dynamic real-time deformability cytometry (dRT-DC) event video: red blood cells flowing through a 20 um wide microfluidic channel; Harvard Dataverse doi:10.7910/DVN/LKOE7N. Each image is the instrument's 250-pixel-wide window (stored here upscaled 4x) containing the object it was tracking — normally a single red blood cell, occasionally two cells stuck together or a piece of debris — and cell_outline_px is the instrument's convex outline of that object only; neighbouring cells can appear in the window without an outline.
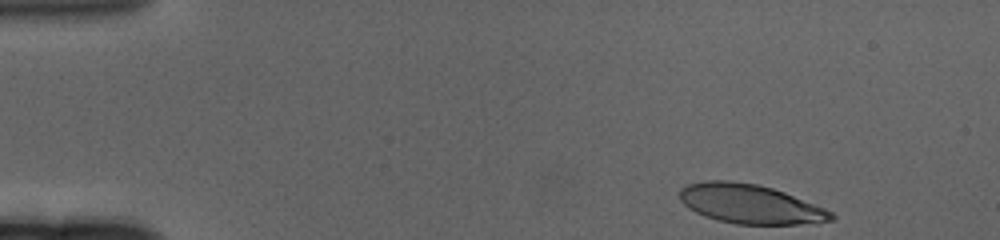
{"species": "human", "species_latin": "Homo sapiens", "temperature_condition": "cold", "stored_images_in_passage": 55, "camera_frame_rate_fps": 3000, "um_per_image_px": 0.085, "donor": {"sex": "female"}, "frame": {"image": 1, "passage_image": 1, "time_ms": 0.0, "image_size_px": [1000, 240], "cell_outline_px": [[836, 216], [832, 220], [816, 224], [736, 224], [704, 216], [688, 208], [680, 200], [680, 188], [688, 184], [708, 180], [728, 180], [756, 184], [772, 188], [784, 192], [824, 208], [832, 212]], "centroid_in_image_um": [63.77, 17.34], "position_along_channel_um": 21.2, "area_um2": 34.62}}
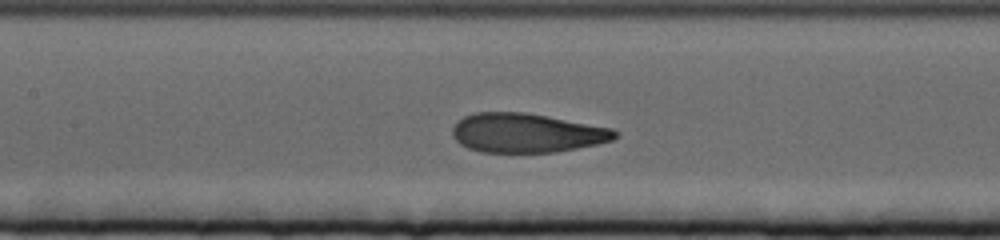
{"frame": {"image": 2, "passage_image": 23, "time_ms": 7.333, "image_size_px": [1000, 240], "cell_outline_px": [[620, 136], [612, 140], [596, 144], [556, 152], [480, 152], [468, 148], [460, 144], [452, 136], [452, 128], [464, 116], [476, 112], [524, 112], [548, 116], [612, 128], [620, 132]], "centroid_in_image_um": [44.77, 11.3], "position_along_channel_um": 162.6, "area_um2": 37.17}}
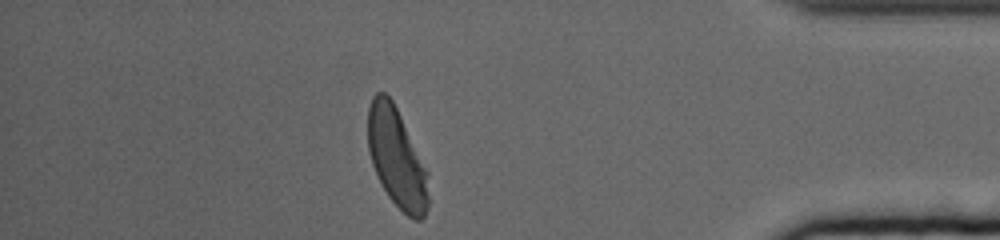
{"frame": {"image": 3, "passage_image": 48, "time_ms": 15.667, "image_size_px": [1000, 240], "cell_outline_px": [[428, 208], [424, 216], [420, 220], [412, 220], [388, 196], [380, 184], [372, 164], [368, 152], [368, 108], [372, 96], [376, 92], [384, 92], [392, 100], [428, 172]], "centroid_in_image_um": [33.7, 13.44], "position_along_channel_um": 401.5, "area_um2": 34.91}, "authors_computed_cell_mechanics": {"area_um2": 37.0498, "velocity_mm_per_s": 3.2794, "shape_relaxation_time_tau1_ms": 4.4674, "shape_relaxation_time_tau2_ms": 1.1463, "deformation_change_tau1": 0.1935, "deformation_change_tau2": 0.074}}